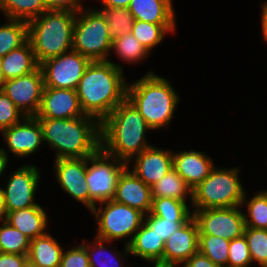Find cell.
Wrapping results in <instances>:
<instances>
[{
    "label": "cell",
    "instance_id": "13",
    "mask_svg": "<svg viewBox=\"0 0 267 267\" xmlns=\"http://www.w3.org/2000/svg\"><path fill=\"white\" fill-rule=\"evenodd\" d=\"M45 87L43 73L38 67L32 73L2 82L0 89L25 116H36Z\"/></svg>",
    "mask_w": 267,
    "mask_h": 267
},
{
    "label": "cell",
    "instance_id": "19",
    "mask_svg": "<svg viewBox=\"0 0 267 267\" xmlns=\"http://www.w3.org/2000/svg\"><path fill=\"white\" fill-rule=\"evenodd\" d=\"M129 166L119 177L113 200L148 214L153 200L151 187L136 176Z\"/></svg>",
    "mask_w": 267,
    "mask_h": 267
},
{
    "label": "cell",
    "instance_id": "17",
    "mask_svg": "<svg viewBox=\"0 0 267 267\" xmlns=\"http://www.w3.org/2000/svg\"><path fill=\"white\" fill-rule=\"evenodd\" d=\"M198 242L199 230L192 217L165 241L163 265L181 266L198 253Z\"/></svg>",
    "mask_w": 267,
    "mask_h": 267
},
{
    "label": "cell",
    "instance_id": "51",
    "mask_svg": "<svg viewBox=\"0 0 267 267\" xmlns=\"http://www.w3.org/2000/svg\"><path fill=\"white\" fill-rule=\"evenodd\" d=\"M154 267H176L172 265H160V264H153Z\"/></svg>",
    "mask_w": 267,
    "mask_h": 267
},
{
    "label": "cell",
    "instance_id": "38",
    "mask_svg": "<svg viewBox=\"0 0 267 267\" xmlns=\"http://www.w3.org/2000/svg\"><path fill=\"white\" fill-rule=\"evenodd\" d=\"M228 255L227 267H250L253 264L245 235L230 241Z\"/></svg>",
    "mask_w": 267,
    "mask_h": 267
},
{
    "label": "cell",
    "instance_id": "32",
    "mask_svg": "<svg viewBox=\"0 0 267 267\" xmlns=\"http://www.w3.org/2000/svg\"><path fill=\"white\" fill-rule=\"evenodd\" d=\"M112 50L126 64H136L145 60L150 53L131 32L112 41Z\"/></svg>",
    "mask_w": 267,
    "mask_h": 267
},
{
    "label": "cell",
    "instance_id": "44",
    "mask_svg": "<svg viewBox=\"0 0 267 267\" xmlns=\"http://www.w3.org/2000/svg\"><path fill=\"white\" fill-rule=\"evenodd\" d=\"M181 266L183 267H221L214 264L208 257L201 253L194 254L189 260L185 261Z\"/></svg>",
    "mask_w": 267,
    "mask_h": 267
},
{
    "label": "cell",
    "instance_id": "39",
    "mask_svg": "<svg viewBox=\"0 0 267 267\" xmlns=\"http://www.w3.org/2000/svg\"><path fill=\"white\" fill-rule=\"evenodd\" d=\"M26 116L13 101L0 89V133L14 124L21 122Z\"/></svg>",
    "mask_w": 267,
    "mask_h": 267
},
{
    "label": "cell",
    "instance_id": "46",
    "mask_svg": "<svg viewBox=\"0 0 267 267\" xmlns=\"http://www.w3.org/2000/svg\"><path fill=\"white\" fill-rule=\"evenodd\" d=\"M261 5V31L264 41L267 43V1Z\"/></svg>",
    "mask_w": 267,
    "mask_h": 267
},
{
    "label": "cell",
    "instance_id": "14",
    "mask_svg": "<svg viewBox=\"0 0 267 267\" xmlns=\"http://www.w3.org/2000/svg\"><path fill=\"white\" fill-rule=\"evenodd\" d=\"M1 135L8 148L1 147V151L8 160V153H13L16 158H27L44 144L42 127L35 116H26L18 124L4 129Z\"/></svg>",
    "mask_w": 267,
    "mask_h": 267
},
{
    "label": "cell",
    "instance_id": "49",
    "mask_svg": "<svg viewBox=\"0 0 267 267\" xmlns=\"http://www.w3.org/2000/svg\"><path fill=\"white\" fill-rule=\"evenodd\" d=\"M21 267H38L37 265H35L29 258H27Z\"/></svg>",
    "mask_w": 267,
    "mask_h": 267
},
{
    "label": "cell",
    "instance_id": "7",
    "mask_svg": "<svg viewBox=\"0 0 267 267\" xmlns=\"http://www.w3.org/2000/svg\"><path fill=\"white\" fill-rule=\"evenodd\" d=\"M72 49L91 61H107L112 52V38L102 14L84 7L75 19Z\"/></svg>",
    "mask_w": 267,
    "mask_h": 267
},
{
    "label": "cell",
    "instance_id": "20",
    "mask_svg": "<svg viewBox=\"0 0 267 267\" xmlns=\"http://www.w3.org/2000/svg\"><path fill=\"white\" fill-rule=\"evenodd\" d=\"M173 151V168L186 181L193 190L196 188L215 167L209 155L199 150Z\"/></svg>",
    "mask_w": 267,
    "mask_h": 267
},
{
    "label": "cell",
    "instance_id": "50",
    "mask_svg": "<svg viewBox=\"0 0 267 267\" xmlns=\"http://www.w3.org/2000/svg\"><path fill=\"white\" fill-rule=\"evenodd\" d=\"M3 82L2 57H0V85Z\"/></svg>",
    "mask_w": 267,
    "mask_h": 267
},
{
    "label": "cell",
    "instance_id": "6",
    "mask_svg": "<svg viewBox=\"0 0 267 267\" xmlns=\"http://www.w3.org/2000/svg\"><path fill=\"white\" fill-rule=\"evenodd\" d=\"M238 167L218 168L192 190L191 208L202 210L209 208H229L241 206L246 190L239 178Z\"/></svg>",
    "mask_w": 267,
    "mask_h": 267
},
{
    "label": "cell",
    "instance_id": "34",
    "mask_svg": "<svg viewBox=\"0 0 267 267\" xmlns=\"http://www.w3.org/2000/svg\"><path fill=\"white\" fill-rule=\"evenodd\" d=\"M0 225V252L27 255L30 239L5 220Z\"/></svg>",
    "mask_w": 267,
    "mask_h": 267
},
{
    "label": "cell",
    "instance_id": "8",
    "mask_svg": "<svg viewBox=\"0 0 267 267\" xmlns=\"http://www.w3.org/2000/svg\"><path fill=\"white\" fill-rule=\"evenodd\" d=\"M89 211L93 214L96 225V237L111 241L125 240L129 245L134 234L144 222V213L140 210L118 203L114 200L98 203ZM104 206V207H103Z\"/></svg>",
    "mask_w": 267,
    "mask_h": 267
},
{
    "label": "cell",
    "instance_id": "23",
    "mask_svg": "<svg viewBox=\"0 0 267 267\" xmlns=\"http://www.w3.org/2000/svg\"><path fill=\"white\" fill-rule=\"evenodd\" d=\"M164 244L165 242L154 232V229L143 222L128 247L132 256L163 265Z\"/></svg>",
    "mask_w": 267,
    "mask_h": 267
},
{
    "label": "cell",
    "instance_id": "45",
    "mask_svg": "<svg viewBox=\"0 0 267 267\" xmlns=\"http://www.w3.org/2000/svg\"><path fill=\"white\" fill-rule=\"evenodd\" d=\"M102 8H128L131 0H100Z\"/></svg>",
    "mask_w": 267,
    "mask_h": 267
},
{
    "label": "cell",
    "instance_id": "28",
    "mask_svg": "<svg viewBox=\"0 0 267 267\" xmlns=\"http://www.w3.org/2000/svg\"><path fill=\"white\" fill-rule=\"evenodd\" d=\"M47 10L44 0H0V11L6 19L28 22Z\"/></svg>",
    "mask_w": 267,
    "mask_h": 267
},
{
    "label": "cell",
    "instance_id": "10",
    "mask_svg": "<svg viewBox=\"0 0 267 267\" xmlns=\"http://www.w3.org/2000/svg\"><path fill=\"white\" fill-rule=\"evenodd\" d=\"M242 206L192 210L199 235H214L231 241L244 235L246 224Z\"/></svg>",
    "mask_w": 267,
    "mask_h": 267
},
{
    "label": "cell",
    "instance_id": "35",
    "mask_svg": "<svg viewBox=\"0 0 267 267\" xmlns=\"http://www.w3.org/2000/svg\"><path fill=\"white\" fill-rule=\"evenodd\" d=\"M97 10L102 14L108 24L112 41L131 32L135 18L128 8H100Z\"/></svg>",
    "mask_w": 267,
    "mask_h": 267
},
{
    "label": "cell",
    "instance_id": "40",
    "mask_svg": "<svg viewBox=\"0 0 267 267\" xmlns=\"http://www.w3.org/2000/svg\"><path fill=\"white\" fill-rule=\"evenodd\" d=\"M189 220H169L153 215L151 212L144 215V222L154 229V232L165 242L176 230Z\"/></svg>",
    "mask_w": 267,
    "mask_h": 267
},
{
    "label": "cell",
    "instance_id": "11",
    "mask_svg": "<svg viewBox=\"0 0 267 267\" xmlns=\"http://www.w3.org/2000/svg\"><path fill=\"white\" fill-rule=\"evenodd\" d=\"M91 60L75 50H70L39 64L45 87L76 90Z\"/></svg>",
    "mask_w": 267,
    "mask_h": 267
},
{
    "label": "cell",
    "instance_id": "21",
    "mask_svg": "<svg viewBox=\"0 0 267 267\" xmlns=\"http://www.w3.org/2000/svg\"><path fill=\"white\" fill-rule=\"evenodd\" d=\"M172 0H131L128 10L135 18L147 23L176 25Z\"/></svg>",
    "mask_w": 267,
    "mask_h": 267
},
{
    "label": "cell",
    "instance_id": "26",
    "mask_svg": "<svg viewBox=\"0 0 267 267\" xmlns=\"http://www.w3.org/2000/svg\"><path fill=\"white\" fill-rule=\"evenodd\" d=\"M83 240L81 242L85 247L88 254V259L90 262V267H124L122 262H124L130 254L129 247L124 244V251L117 252L116 247H108V244H112L111 241L103 240L95 237L94 242H88ZM112 249L109 250V249ZM113 248H115L113 250ZM111 253H110V252ZM106 253V254H105ZM124 260V261H123ZM121 261V262H120ZM127 267V266H125Z\"/></svg>",
    "mask_w": 267,
    "mask_h": 267
},
{
    "label": "cell",
    "instance_id": "2",
    "mask_svg": "<svg viewBox=\"0 0 267 267\" xmlns=\"http://www.w3.org/2000/svg\"><path fill=\"white\" fill-rule=\"evenodd\" d=\"M149 130L146 120L126 98L100 123V147L129 165L134 156L152 146L145 136Z\"/></svg>",
    "mask_w": 267,
    "mask_h": 267
},
{
    "label": "cell",
    "instance_id": "29",
    "mask_svg": "<svg viewBox=\"0 0 267 267\" xmlns=\"http://www.w3.org/2000/svg\"><path fill=\"white\" fill-rule=\"evenodd\" d=\"M28 41V22L24 20L7 19L0 25V57L17 49Z\"/></svg>",
    "mask_w": 267,
    "mask_h": 267
},
{
    "label": "cell",
    "instance_id": "9",
    "mask_svg": "<svg viewBox=\"0 0 267 267\" xmlns=\"http://www.w3.org/2000/svg\"><path fill=\"white\" fill-rule=\"evenodd\" d=\"M128 163L117 159L99 147L86 157V182L89 190V210L104 201L113 200L117 183Z\"/></svg>",
    "mask_w": 267,
    "mask_h": 267
},
{
    "label": "cell",
    "instance_id": "16",
    "mask_svg": "<svg viewBox=\"0 0 267 267\" xmlns=\"http://www.w3.org/2000/svg\"><path fill=\"white\" fill-rule=\"evenodd\" d=\"M81 116L86 115L76 90L44 87L36 118L69 119Z\"/></svg>",
    "mask_w": 267,
    "mask_h": 267
},
{
    "label": "cell",
    "instance_id": "24",
    "mask_svg": "<svg viewBox=\"0 0 267 267\" xmlns=\"http://www.w3.org/2000/svg\"><path fill=\"white\" fill-rule=\"evenodd\" d=\"M39 67L29 41L2 57L3 81L32 73Z\"/></svg>",
    "mask_w": 267,
    "mask_h": 267
},
{
    "label": "cell",
    "instance_id": "12",
    "mask_svg": "<svg viewBox=\"0 0 267 267\" xmlns=\"http://www.w3.org/2000/svg\"><path fill=\"white\" fill-rule=\"evenodd\" d=\"M12 172L6 188L1 187L7 212L40 205L35 201V195L39 188L41 171L34 165L22 164Z\"/></svg>",
    "mask_w": 267,
    "mask_h": 267
},
{
    "label": "cell",
    "instance_id": "18",
    "mask_svg": "<svg viewBox=\"0 0 267 267\" xmlns=\"http://www.w3.org/2000/svg\"><path fill=\"white\" fill-rule=\"evenodd\" d=\"M172 153L171 149H161L152 145L129 161L132 164L134 162L133 169L130 170L151 187L173 168Z\"/></svg>",
    "mask_w": 267,
    "mask_h": 267
},
{
    "label": "cell",
    "instance_id": "27",
    "mask_svg": "<svg viewBox=\"0 0 267 267\" xmlns=\"http://www.w3.org/2000/svg\"><path fill=\"white\" fill-rule=\"evenodd\" d=\"M152 197L172 198L192 204V189L186 181L175 171L169 170L155 184L151 186ZM187 197H189L187 199Z\"/></svg>",
    "mask_w": 267,
    "mask_h": 267
},
{
    "label": "cell",
    "instance_id": "4",
    "mask_svg": "<svg viewBox=\"0 0 267 267\" xmlns=\"http://www.w3.org/2000/svg\"><path fill=\"white\" fill-rule=\"evenodd\" d=\"M126 98L152 130L170 127L180 102V96L171 82L154 71H148L135 82L127 83Z\"/></svg>",
    "mask_w": 267,
    "mask_h": 267
},
{
    "label": "cell",
    "instance_id": "3",
    "mask_svg": "<svg viewBox=\"0 0 267 267\" xmlns=\"http://www.w3.org/2000/svg\"><path fill=\"white\" fill-rule=\"evenodd\" d=\"M37 119L44 143L57 152L55 159L89 157L100 147V123L92 116Z\"/></svg>",
    "mask_w": 267,
    "mask_h": 267
},
{
    "label": "cell",
    "instance_id": "48",
    "mask_svg": "<svg viewBox=\"0 0 267 267\" xmlns=\"http://www.w3.org/2000/svg\"><path fill=\"white\" fill-rule=\"evenodd\" d=\"M10 160H8L4 154L2 153L1 151V148H0V178H1V175L3 177V173L5 170H7V165H9V162Z\"/></svg>",
    "mask_w": 267,
    "mask_h": 267
},
{
    "label": "cell",
    "instance_id": "31",
    "mask_svg": "<svg viewBox=\"0 0 267 267\" xmlns=\"http://www.w3.org/2000/svg\"><path fill=\"white\" fill-rule=\"evenodd\" d=\"M248 199L245 192L241 206H245L247 214H244L246 227L267 230V197L262 190Z\"/></svg>",
    "mask_w": 267,
    "mask_h": 267
},
{
    "label": "cell",
    "instance_id": "37",
    "mask_svg": "<svg viewBox=\"0 0 267 267\" xmlns=\"http://www.w3.org/2000/svg\"><path fill=\"white\" fill-rule=\"evenodd\" d=\"M244 235L248 242L252 262H257L260 267H267V230L246 227Z\"/></svg>",
    "mask_w": 267,
    "mask_h": 267
},
{
    "label": "cell",
    "instance_id": "22",
    "mask_svg": "<svg viewBox=\"0 0 267 267\" xmlns=\"http://www.w3.org/2000/svg\"><path fill=\"white\" fill-rule=\"evenodd\" d=\"M48 219L47 212L38 205L7 212L5 221L33 240L47 233Z\"/></svg>",
    "mask_w": 267,
    "mask_h": 267
},
{
    "label": "cell",
    "instance_id": "30",
    "mask_svg": "<svg viewBox=\"0 0 267 267\" xmlns=\"http://www.w3.org/2000/svg\"><path fill=\"white\" fill-rule=\"evenodd\" d=\"M176 25H159L135 20L131 33L149 53L164 40L166 34L174 32Z\"/></svg>",
    "mask_w": 267,
    "mask_h": 267
},
{
    "label": "cell",
    "instance_id": "15",
    "mask_svg": "<svg viewBox=\"0 0 267 267\" xmlns=\"http://www.w3.org/2000/svg\"><path fill=\"white\" fill-rule=\"evenodd\" d=\"M55 178L66 194L89 210V190L86 182V157L54 159Z\"/></svg>",
    "mask_w": 267,
    "mask_h": 267
},
{
    "label": "cell",
    "instance_id": "25",
    "mask_svg": "<svg viewBox=\"0 0 267 267\" xmlns=\"http://www.w3.org/2000/svg\"><path fill=\"white\" fill-rule=\"evenodd\" d=\"M47 232L30 241L28 258L38 267H60L64 248Z\"/></svg>",
    "mask_w": 267,
    "mask_h": 267
},
{
    "label": "cell",
    "instance_id": "42",
    "mask_svg": "<svg viewBox=\"0 0 267 267\" xmlns=\"http://www.w3.org/2000/svg\"><path fill=\"white\" fill-rule=\"evenodd\" d=\"M48 10H68L79 12L84 6L83 0H44Z\"/></svg>",
    "mask_w": 267,
    "mask_h": 267
},
{
    "label": "cell",
    "instance_id": "41",
    "mask_svg": "<svg viewBox=\"0 0 267 267\" xmlns=\"http://www.w3.org/2000/svg\"><path fill=\"white\" fill-rule=\"evenodd\" d=\"M60 267H90L86 247L80 243L69 250H63Z\"/></svg>",
    "mask_w": 267,
    "mask_h": 267
},
{
    "label": "cell",
    "instance_id": "36",
    "mask_svg": "<svg viewBox=\"0 0 267 267\" xmlns=\"http://www.w3.org/2000/svg\"><path fill=\"white\" fill-rule=\"evenodd\" d=\"M230 241L214 235H199L198 252L214 264L227 267Z\"/></svg>",
    "mask_w": 267,
    "mask_h": 267
},
{
    "label": "cell",
    "instance_id": "33",
    "mask_svg": "<svg viewBox=\"0 0 267 267\" xmlns=\"http://www.w3.org/2000/svg\"><path fill=\"white\" fill-rule=\"evenodd\" d=\"M184 201L172 198L153 197L151 213L163 219L169 220H190L193 211Z\"/></svg>",
    "mask_w": 267,
    "mask_h": 267
},
{
    "label": "cell",
    "instance_id": "1",
    "mask_svg": "<svg viewBox=\"0 0 267 267\" xmlns=\"http://www.w3.org/2000/svg\"><path fill=\"white\" fill-rule=\"evenodd\" d=\"M107 61H91L76 89L85 115L101 123L127 96L123 66Z\"/></svg>",
    "mask_w": 267,
    "mask_h": 267
},
{
    "label": "cell",
    "instance_id": "43",
    "mask_svg": "<svg viewBox=\"0 0 267 267\" xmlns=\"http://www.w3.org/2000/svg\"><path fill=\"white\" fill-rule=\"evenodd\" d=\"M27 255L0 252V267H21Z\"/></svg>",
    "mask_w": 267,
    "mask_h": 267
},
{
    "label": "cell",
    "instance_id": "5",
    "mask_svg": "<svg viewBox=\"0 0 267 267\" xmlns=\"http://www.w3.org/2000/svg\"><path fill=\"white\" fill-rule=\"evenodd\" d=\"M77 13L47 10L28 21V41L38 64L72 50Z\"/></svg>",
    "mask_w": 267,
    "mask_h": 267
},
{
    "label": "cell",
    "instance_id": "52",
    "mask_svg": "<svg viewBox=\"0 0 267 267\" xmlns=\"http://www.w3.org/2000/svg\"><path fill=\"white\" fill-rule=\"evenodd\" d=\"M264 193V195L267 197V189L262 191Z\"/></svg>",
    "mask_w": 267,
    "mask_h": 267
},
{
    "label": "cell",
    "instance_id": "47",
    "mask_svg": "<svg viewBox=\"0 0 267 267\" xmlns=\"http://www.w3.org/2000/svg\"><path fill=\"white\" fill-rule=\"evenodd\" d=\"M7 210L5 206L4 193L0 187V222L6 219Z\"/></svg>",
    "mask_w": 267,
    "mask_h": 267
}]
</instances>
